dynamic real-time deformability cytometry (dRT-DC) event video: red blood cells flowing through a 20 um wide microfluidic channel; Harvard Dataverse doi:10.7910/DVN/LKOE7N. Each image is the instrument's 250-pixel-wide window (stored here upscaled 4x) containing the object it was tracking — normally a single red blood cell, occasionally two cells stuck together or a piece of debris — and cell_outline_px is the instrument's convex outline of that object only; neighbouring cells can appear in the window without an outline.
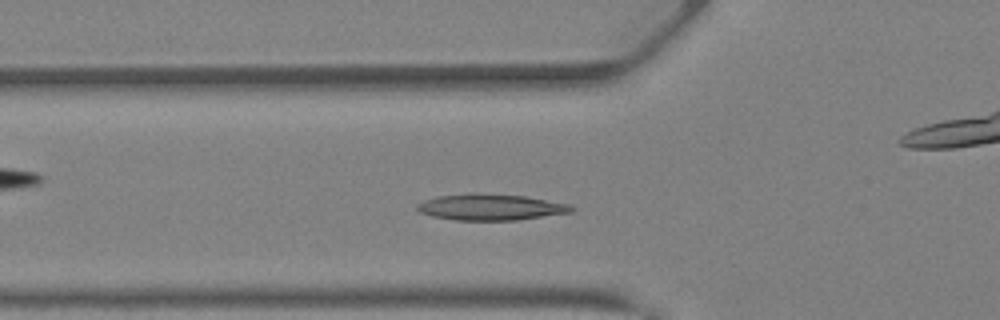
{"species": "Egyptian fruit bat (a non-hibernating species)", "species_latin": "Rousettus aegyptiacus", "temperature_condition": "warm", "stored_images_in_passage": 37, "camera_frame_rate_fps": 3000, "um_per_image_px": 0.085, "animal": {"sex": "female"}, "frame": {"image": 1, "passage_image": 9, "time_ms": 2.667, "image_size_px": [1000, 320], "cell_outline_px": [[576, 208], [572, 212], [516, 220], [456, 220], [432, 216], [420, 212], [416, 208], [416, 204], [424, 200], [436, 196], [468, 192], [476, 192], [524, 196], [568, 204]], "centroid_in_image_um": [41.65, 17.59], "position_along_channel_um": 84.1, "area_um2": 23.7}}
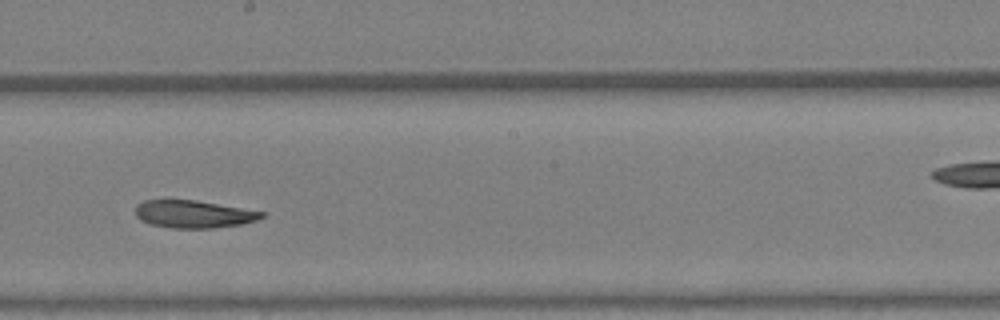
{"frame": {"image": 2, "passage_image": 18, "time_ms": 5.667, "image_size_px": [1000, 320], "cell_outline_px": [[264, 216], [256, 220], [240, 224], [216, 228], [172, 228], [152, 224], [140, 220], [136, 216], [136, 204], [144, 200], [196, 200], [264, 212]], "centroid_in_image_um": [16.42, 18.2], "position_along_channel_um": 231.8, "area_um2": 20.11}}
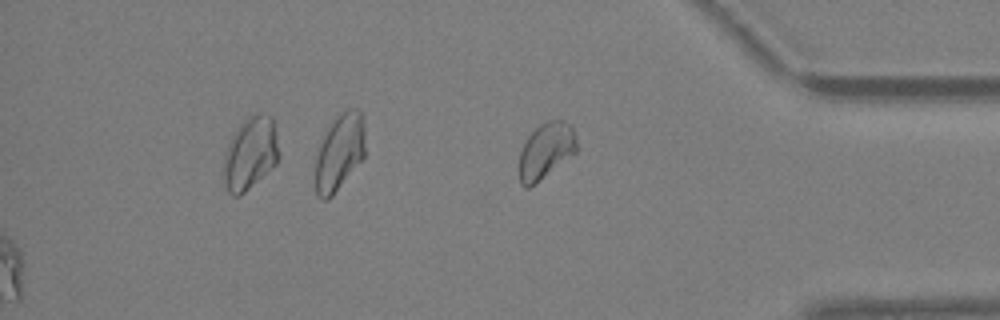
{"frame": {"image": 3, "passage_image": 37, "time_ms": 12.0, "image_size_px": [1000, 320], "cell_outline_px": [[576, 152], [536, 184], [528, 188], [524, 188], [520, 184], [520, 152], [528, 136], [540, 124], [548, 120], [564, 120], [572, 128], [576, 140]], "centroid_in_image_um": [46.39, 12.83], "position_along_channel_um": 388.8, "area_um2": 18.55}}